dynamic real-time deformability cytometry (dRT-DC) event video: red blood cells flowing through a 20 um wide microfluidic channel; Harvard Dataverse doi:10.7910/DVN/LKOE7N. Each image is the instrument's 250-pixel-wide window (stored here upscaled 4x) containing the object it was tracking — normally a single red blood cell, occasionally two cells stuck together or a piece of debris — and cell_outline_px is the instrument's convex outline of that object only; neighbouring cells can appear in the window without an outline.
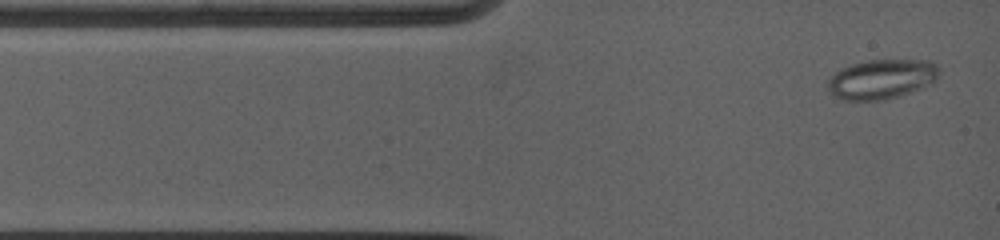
{"species": "common noctule bat (a hibernating species)", "species_latin": "Nyctalus noctula", "temperature_condition": "warm", "stored_images_in_passage": 44, "camera_frame_rate_fps": 5000, "um_per_image_px": 0.085, "animal": {"sex": "female", "body_mass_g": 19.0, "forearm_length_mm": 53.3}, "frame": {"image": 1, "passage_image": 2, "time_ms": 0.4, "image_size_px": [1000, 240], "cell_outline_px": [[940, 72], [932, 84], [924, 88], [900, 96], [880, 100], [844, 100], [832, 96], [828, 92], [828, 80], [840, 68], [852, 64], [868, 60], [928, 60], [936, 64]], "centroid_in_image_um": [74.95, 6.73], "position_along_channel_um": 10.1, "area_um2": 25.95}}
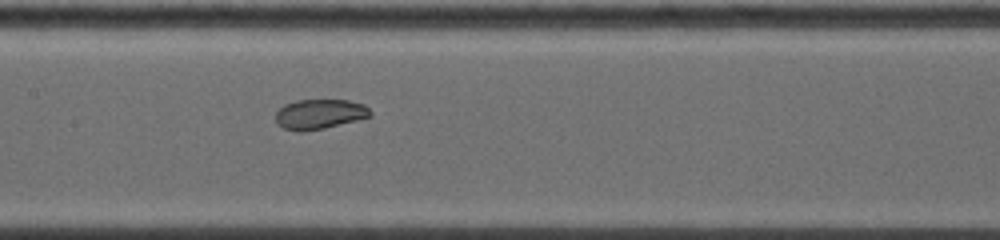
{"frame": {"image": 2, "passage_image": 25, "time_ms": 5.8, "image_size_px": [1000, 240], "cell_outline_px": [[372, 116], [324, 128], [304, 132], [296, 132], [284, 128], [276, 120], [276, 112], [284, 104], [296, 100], [348, 100], [364, 104], [372, 112]], "centroid_in_image_um": [27.16, 9.7], "position_along_channel_um": 180.2, "area_um2": 16.47}}
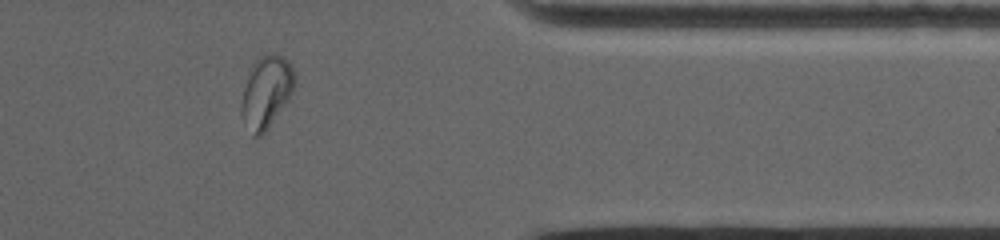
{"frame": {"image": 3, "passage_image": 40, "time_ms": 11.6, "image_size_px": [1000, 240], "cell_outline_px": [[292, 92], [288, 100], [268, 128], [260, 136], [252, 136], [240, 112], [240, 104], [244, 88], [252, 64], [260, 56], [268, 52], [276, 52], [284, 56], [288, 60], [292, 68]], "centroid_in_image_um": [22.6, 7.79], "position_along_channel_um": 388.8, "area_um2": 22.08}, "authors_computed_cell_mechanics": {"area_um2": 19.363, "velocity_mm_per_s": 3.8855, "shape_relaxation_time_tau1_ms": null, "shape_relaxation_time_tau2_ms": 1.3161, "deformation_change_tau1": null, "deformation_change_tau2": 0.0511}}